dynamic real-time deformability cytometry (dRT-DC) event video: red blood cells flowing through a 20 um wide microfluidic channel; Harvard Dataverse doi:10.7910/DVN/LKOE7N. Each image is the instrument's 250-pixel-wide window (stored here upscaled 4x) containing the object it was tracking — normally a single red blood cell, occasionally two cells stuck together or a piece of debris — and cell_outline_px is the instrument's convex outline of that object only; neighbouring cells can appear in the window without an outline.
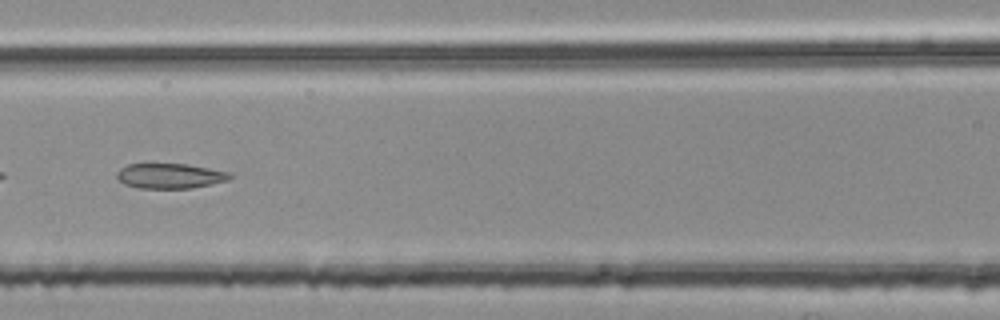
{"species": "common noctule bat (a hibernating species)", "species_latin": "Nyctalus noctula", "temperature_condition": "room temperature", "stored_images_in_passage": 5, "camera_frame_rate_fps": 3000, "um_per_image_px": 0.085, "animal": {"sex": "female", "body_mass_g": 25.1}, "frame": {"image": 1, "passage_image": 5, "time_ms": 1.333, "image_size_px": [1000, 320], "cell_outline_px": [[232, 176], [228, 180], [212, 184], [192, 188], [140, 188], [124, 184], [116, 176], [116, 172], [120, 168], [128, 164], [188, 164], [228, 172]], "centroid_in_image_um": [14.43, 14.95], "position_along_channel_um": 152.2, "area_um2": 16.42}}